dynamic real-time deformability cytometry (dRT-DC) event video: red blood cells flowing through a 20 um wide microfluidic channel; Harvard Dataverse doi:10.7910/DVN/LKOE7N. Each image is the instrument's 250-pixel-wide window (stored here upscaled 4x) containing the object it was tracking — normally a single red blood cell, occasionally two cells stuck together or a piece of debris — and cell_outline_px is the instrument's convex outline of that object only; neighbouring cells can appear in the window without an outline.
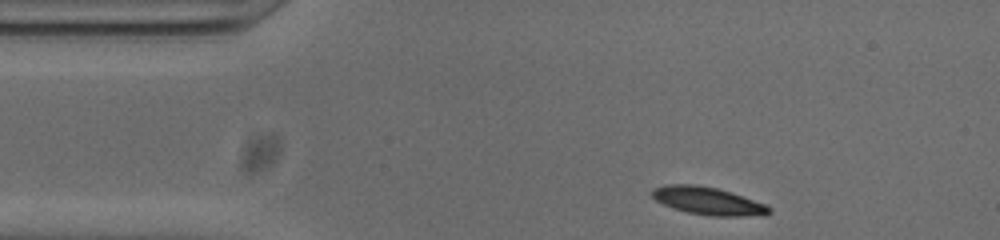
{"species": "common noctule bat (a hibernating species)", "species_latin": "Nyctalus noctula", "temperature_condition": "cold", "stored_images_in_passage": 47, "segment_of_instrument_passage": [1, 2], "camera_frame_rate_fps": 3000, "um_per_image_px": 0.085, "animal": {"sex": "male", "body_mass_g": 20.0, "forearm_length_mm": 53.3}, "frame": {"image": 1, "passage_image": 1, "time_ms": 0.0, "image_size_px": [1000, 240], "cell_outline_px": [[772, 212], [764, 216], [708, 216], [688, 212], [672, 208], [656, 200], [652, 196], [652, 188], [664, 184], [696, 184], [716, 188], [764, 204], [772, 208]], "centroid_in_image_um": [60.16, 17.09], "position_along_channel_um": 24.8, "area_um2": 18.84}}
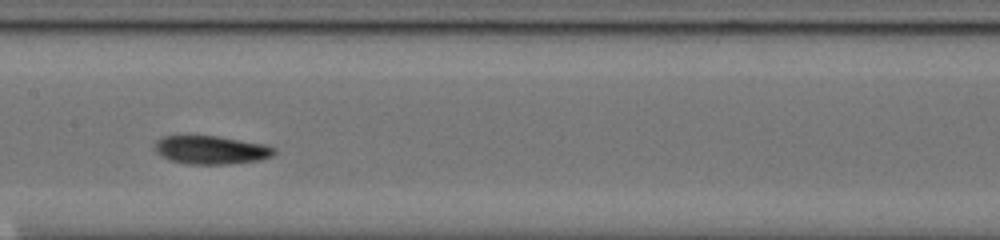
{"frame": {"image": 2, "passage_image": 18, "time_ms": 5.667, "image_size_px": [1000, 240], "cell_outline_px": [[276, 152], [272, 156], [260, 160], [228, 164], [188, 164], [172, 160], [160, 156], [156, 152], [156, 140], [164, 136], [216, 136], [264, 144], [276, 148]], "centroid_in_image_um": [17.96, 12.75], "position_along_channel_um": 189.4, "area_um2": 19.59}}
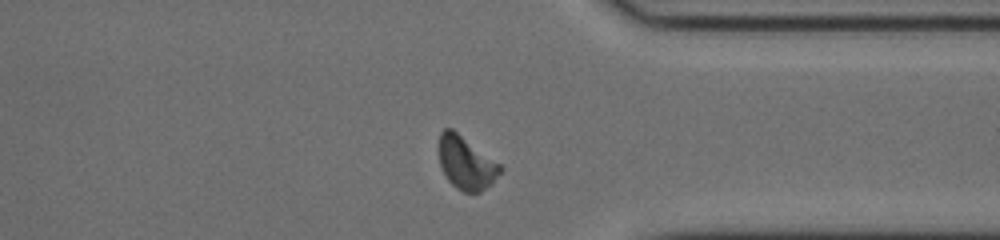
{"frame": {"image": 3, "passage_image": 33, "time_ms": 10.667, "image_size_px": [1000, 240], "cell_outline_px": [[504, 168], [492, 184], [480, 192], [464, 192], [456, 188], [448, 180], [440, 164], [440, 132], [444, 128], [452, 128], [500, 164]], "centroid_in_image_um": [39.64, 13.86], "position_along_channel_um": 371.8, "area_um2": 18.73}}